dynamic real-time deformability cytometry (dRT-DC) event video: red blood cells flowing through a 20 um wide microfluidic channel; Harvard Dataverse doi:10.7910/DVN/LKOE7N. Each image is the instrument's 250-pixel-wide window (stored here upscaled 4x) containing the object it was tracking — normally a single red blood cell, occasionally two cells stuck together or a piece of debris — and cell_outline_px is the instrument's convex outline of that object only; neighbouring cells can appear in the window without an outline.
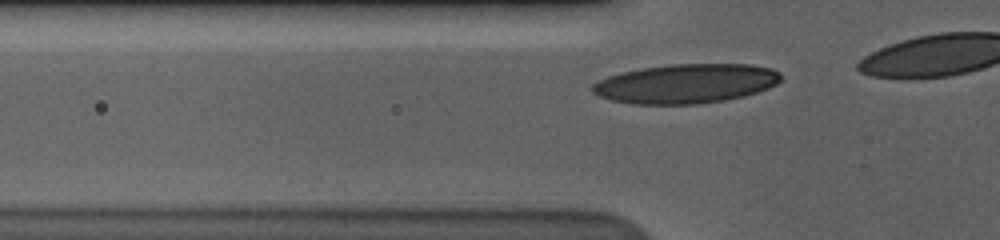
{"species": "human", "species_latin": "Homo sapiens", "temperature_condition": "cold", "stored_images_in_passage": 10, "camera_frame_rate_fps": 3000, "um_per_image_px": 0.085, "donor": {"sex": "male"}, "frame": {"image": 1, "passage_image": 4, "time_ms": 1.0, "image_size_px": [1000, 240], "cell_outline_px": [[780, 80], [776, 84], [768, 88], [744, 96], [724, 100], [696, 104], [632, 104], [612, 100], [600, 96], [592, 92], [588, 88], [596, 80], [608, 76], [624, 72], [644, 68], [672, 64], [748, 64], [772, 68], [780, 72]], "centroid_in_image_um": [58.28, 7.11], "position_along_channel_um": 67.5, "area_um2": 43.18}}